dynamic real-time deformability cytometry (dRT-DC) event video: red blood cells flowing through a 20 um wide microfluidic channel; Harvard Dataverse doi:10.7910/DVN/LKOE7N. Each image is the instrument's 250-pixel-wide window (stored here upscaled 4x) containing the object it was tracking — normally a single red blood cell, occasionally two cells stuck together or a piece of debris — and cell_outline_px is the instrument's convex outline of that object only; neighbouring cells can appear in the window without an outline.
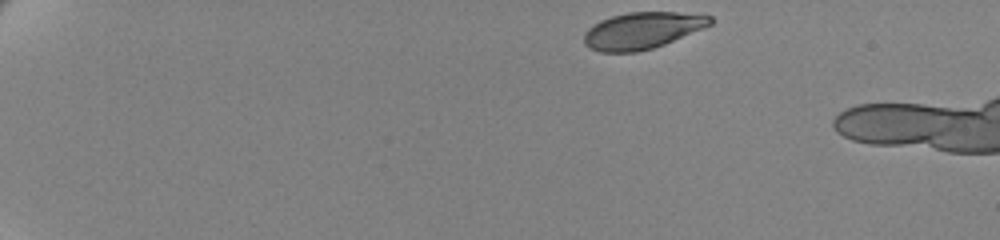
{"species": "human", "species_latin": "Homo sapiens", "temperature_condition": "cold", "stored_images_in_passage": 8, "camera_frame_rate_fps": 3000, "um_per_image_px": 0.085, "donor": {"sex": "female"}, "frame": {"image": 1, "passage_image": 1, "time_ms": 0.0, "image_size_px": [1000, 240], "cell_outline_px": [[712, 24], [704, 28], [664, 44], [652, 48], [636, 52], [600, 52], [584, 44], [584, 32], [588, 28], [600, 20], [612, 16], [628, 12], [676, 12], [712, 16]], "centroid_in_image_um": [54.58, 2.59], "position_along_channel_um": 30.4, "area_um2": 26.82}}